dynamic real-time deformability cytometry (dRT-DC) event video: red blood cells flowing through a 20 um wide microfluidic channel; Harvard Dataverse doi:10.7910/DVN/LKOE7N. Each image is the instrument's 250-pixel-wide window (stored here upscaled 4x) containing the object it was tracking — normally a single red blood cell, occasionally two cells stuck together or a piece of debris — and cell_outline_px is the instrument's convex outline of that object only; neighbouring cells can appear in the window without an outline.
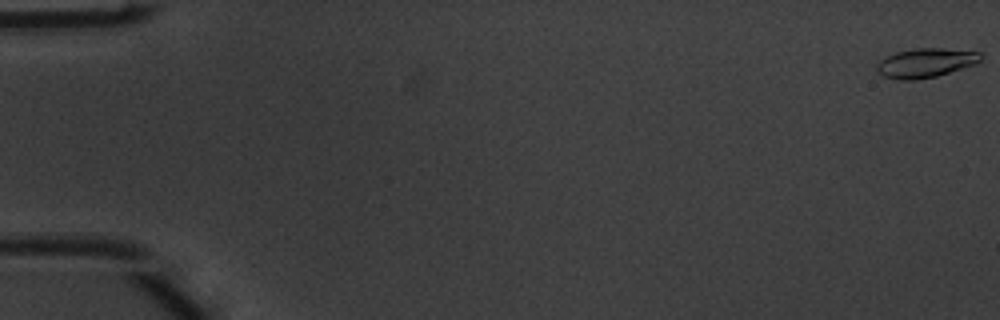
{"species": "common noctule bat (a hibernating species)", "species_latin": "Nyctalus noctula", "temperature_condition": "warm", "stored_images_in_passage": 52, "camera_frame_rate_fps": 3000, "um_per_image_px": 0.085, "animal": {"sex": "male", "body_mass_g": 20.1, "forearm_length_mm": 53.5}, "frame": {"image": 1, "passage_image": 1, "time_ms": 0.0, "image_size_px": [1000, 320], "cell_outline_px": [[984, 56], [976, 64], [936, 76], [916, 80], [900, 80], [884, 76], [876, 72], [876, 64], [880, 60], [896, 52], [916, 48], [976, 48]], "centroid_in_image_um": [78.77, 5.31], "position_along_channel_um": 6.2, "area_um2": 18.21}}
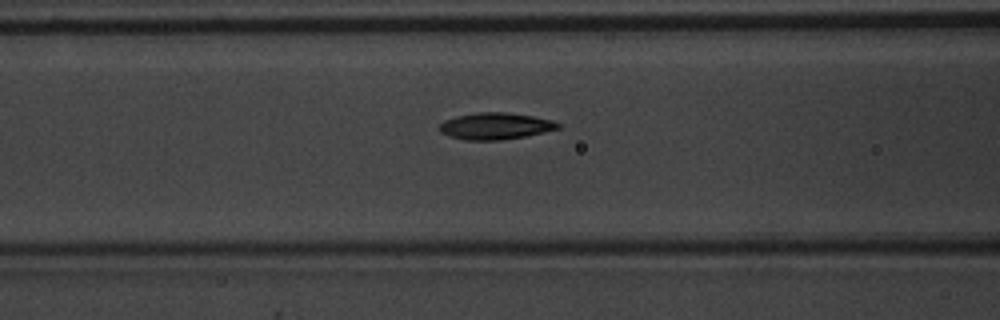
{"frame": {"image": 2, "passage_image": 22, "time_ms": 7.0, "image_size_px": [1000, 320], "cell_outline_px": [[560, 128], [544, 132], [524, 136], [500, 140], [464, 140], [440, 132], [440, 124], [444, 120], [456, 116], [476, 112], [508, 112], [532, 116], [552, 120], [560, 124]], "centroid_in_image_um": [42.11, 10.7], "position_along_channel_um": 124.5, "area_um2": 18.32}}
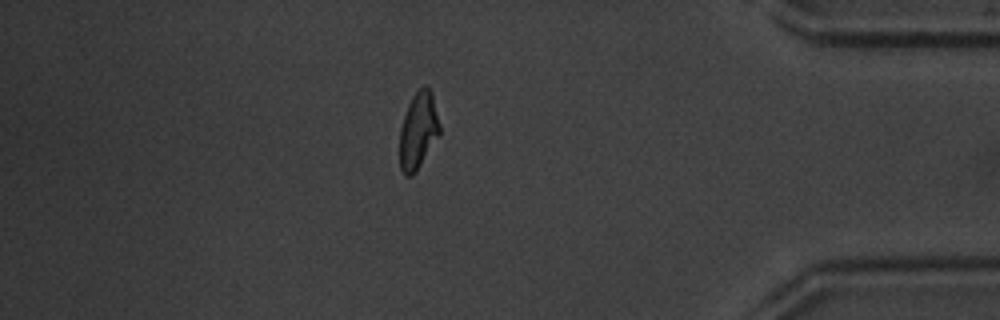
{"frame": {"image": 3, "passage_image": 45, "time_ms": 14.667, "image_size_px": [1000, 320], "cell_outline_px": [[440, 132], [416, 172], [412, 176], [404, 176], [400, 168], [400, 128], [408, 104], [412, 96], [424, 84], [432, 92], [440, 124]], "centroid_in_image_um": [35.54, 11.1], "position_along_channel_um": 399.7, "area_um2": 17.8}, "authors_computed_cell_mechanics": {"area_um2": 17.8602, "velocity_mm_per_s": 4.0224, "shape_relaxation_time_tau1_ms": 4.6534, "shape_relaxation_time_tau2_ms": 1.825, "deformation_change_tau1": 0.1838, "deformation_change_tau2": 0.0689}}